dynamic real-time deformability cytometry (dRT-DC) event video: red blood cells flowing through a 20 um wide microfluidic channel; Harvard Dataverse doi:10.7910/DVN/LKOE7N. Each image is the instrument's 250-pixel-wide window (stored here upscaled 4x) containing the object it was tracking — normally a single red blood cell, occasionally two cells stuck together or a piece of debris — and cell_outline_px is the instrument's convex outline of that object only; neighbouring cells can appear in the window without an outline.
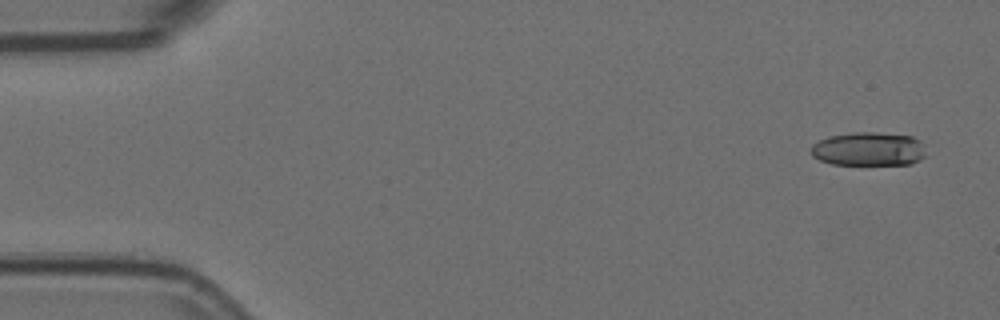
{"species": "Egyptian fruit bat (a non-hibernating species)", "species_latin": "Rousettus aegyptiacus", "temperature_condition": "room temperature", "stored_images_in_passage": 4, "camera_frame_rate_fps": 3000, "um_per_image_px": 0.085, "animal": {"sex": "female"}, "frame": {"image": 1, "passage_image": 1, "time_ms": 0.0, "image_size_px": [1000, 320], "cell_outline_px": [[924, 156], [920, 160], [912, 164], [832, 164], [820, 160], [812, 156], [808, 152], [812, 144], [828, 136], [852, 132], [876, 132], [912, 136], [920, 140], [924, 144]], "centroid_in_image_um": [73.81, 12.66], "position_along_channel_um": 11.2, "area_um2": 22.83}}
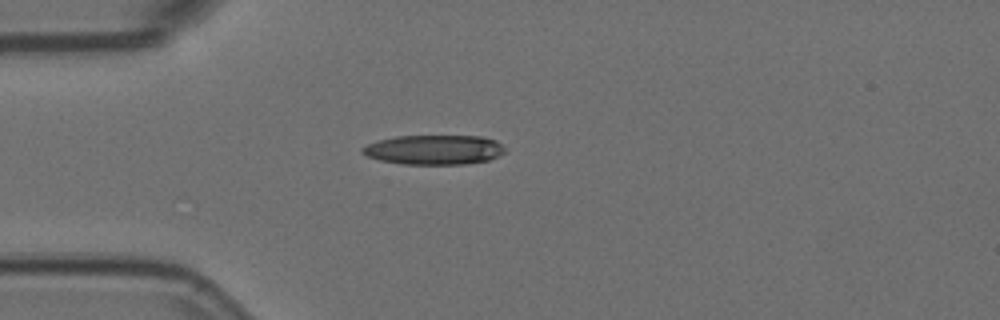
{"frame": {"image": 2, "passage_image": 3, "time_ms": 0.667, "image_size_px": [1000, 320], "cell_outline_px": [[504, 152], [488, 160], [464, 164], [404, 164], [380, 160], [368, 156], [360, 152], [360, 148], [368, 144], [380, 140], [396, 136], [484, 136], [496, 140], [504, 148]], "centroid_in_image_um": [36.88, 12.72], "position_along_channel_um": 48.1, "area_um2": 24.45}}